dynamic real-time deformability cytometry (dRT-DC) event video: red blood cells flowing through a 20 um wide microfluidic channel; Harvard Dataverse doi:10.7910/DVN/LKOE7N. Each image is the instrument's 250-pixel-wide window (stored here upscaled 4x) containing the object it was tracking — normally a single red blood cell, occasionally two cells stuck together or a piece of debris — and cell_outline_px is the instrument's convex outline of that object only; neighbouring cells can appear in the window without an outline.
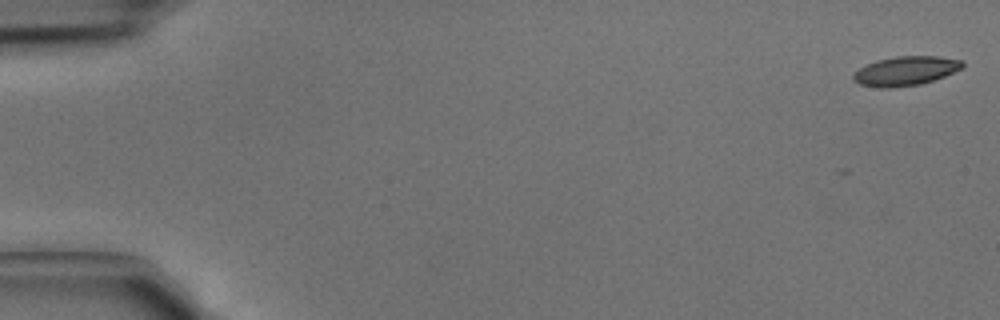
{"species": "common noctule bat (a hibernating species)", "species_latin": "Nyctalus noctula", "temperature_condition": "cold", "stored_images_in_passage": 4, "segment_of_instrument_passage": [2, 2], "camera_frame_rate_fps": 3000, "um_per_image_px": 0.085, "animal": {"sex": "male", "body_mass_g": 15.6}, "frame": {"image": 1, "passage_image": 4, "time_ms": 1.0, "image_size_px": [1000, 320], "cell_outline_px": [[964, 68], [944, 76], [920, 84], [892, 88], [880, 88], [860, 84], [852, 80], [852, 76], [860, 68], [876, 60], [896, 56], [936, 56], [964, 60]], "centroid_in_image_um": [77.0, 6.03], "position_along_channel_um": 8.0, "area_um2": 18.61}}